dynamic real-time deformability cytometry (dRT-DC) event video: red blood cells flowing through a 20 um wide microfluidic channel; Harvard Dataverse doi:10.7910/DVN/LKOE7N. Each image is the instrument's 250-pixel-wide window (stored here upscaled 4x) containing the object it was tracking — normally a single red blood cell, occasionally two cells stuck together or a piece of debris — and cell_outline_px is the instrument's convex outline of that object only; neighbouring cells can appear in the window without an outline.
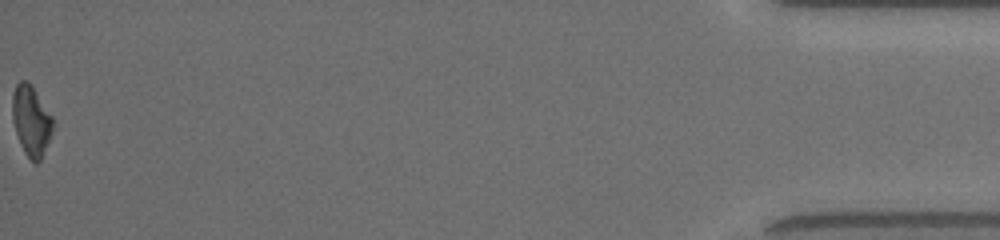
{"species": "common noctule bat (a hibernating species)", "species_latin": "Nyctalus noctula", "temperature_condition": "room temperature", "stored_images_in_passage": 36, "camera_frame_rate_fps": 3000, "um_per_image_px": 0.085, "animal": {"sex": "female", "body_mass_g": 19.5, "forearm_length_mm": 54.1}, "frame": {"image": 1, "passage_image": 36, "time_ms": 11.667, "image_size_px": [1000, 240], "cell_outline_px": [[52, 132], [40, 160], [36, 164], [24, 152], [20, 144], [12, 120], [12, 92], [16, 84], [20, 80], [28, 80], [32, 84], [52, 116]], "centroid_in_image_um": [2.62, 10.2], "position_along_channel_um": 432.6, "area_um2": 16.59}, "authors_computed_cell_mechanics": {"area_um2": 17.5134, "velocity_mm_per_s": 4.0692, "shape_relaxation_time_tau1_ms": 7.4634, "shape_relaxation_time_tau2_ms": 5.0171, "deformation_change_tau1": 0.2077, "deformation_change_tau2": 0.1393}}